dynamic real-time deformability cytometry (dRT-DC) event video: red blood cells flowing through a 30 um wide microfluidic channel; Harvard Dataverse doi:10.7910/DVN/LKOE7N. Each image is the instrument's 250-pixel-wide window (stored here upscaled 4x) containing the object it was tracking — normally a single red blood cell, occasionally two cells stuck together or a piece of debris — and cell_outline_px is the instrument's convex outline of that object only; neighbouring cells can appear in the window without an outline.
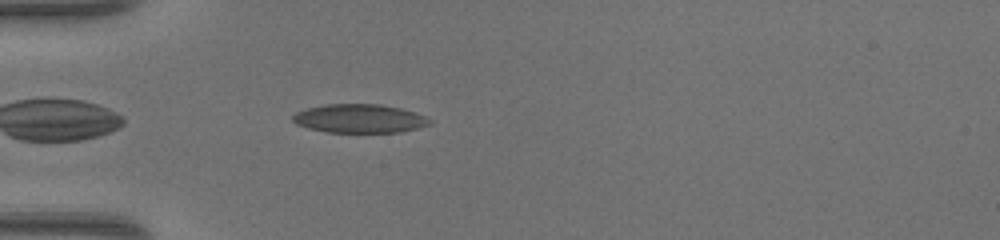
{"species": "common noctule bat (a hibernating species)", "species_latin": "Nyctalus noctula", "temperature_condition": "warm", "stored_images_in_passage": 28, "camera_frame_rate_fps": 3000, "um_per_image_px": 0.085, "animal": {"sex": "female", "body_mass_g": 17.0, "forearm_length_mm": 48.0}, "frame": {"image": 1, "passage_image": 1, "time_ms": 0.0, "image_size_px": [1000, 240], "cell_outline_px": [[432, 124], [400, 132], [324, 132], [308, 128], [296, 124], [292, 120], [292, 116], [296, 112], [308, 108], [324, 104], [380, 104], [400, 108], [424, 116], [432, 120]], "centroid_in_image_um": [30.53, 10.08], "position_along_channel_um": 54.5, "area_um2": 22.83}}
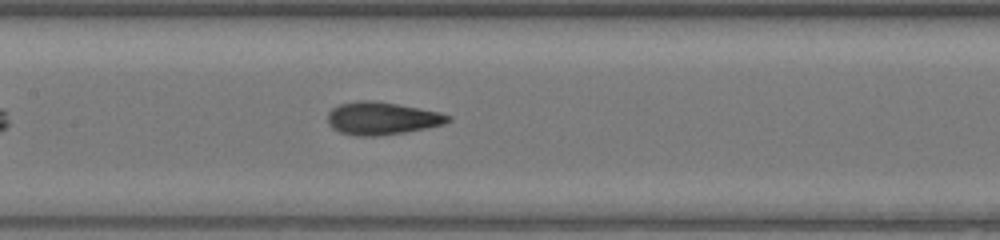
{"frame": {"image": 2, "passage_image": 10, "time_ms": 3.0, "image_size_px": [1000, 240], "cell_outline_px": [[452, 120], [444, 124], [404, 132], [376, 136], [356, 136], [340, 132], [332, 128], [328, 124], [328, 112], [332, 108], [340, 104], [356, 100], [372, 100], [396, 104], [440, 112], [452, 116]], "centroid_in_image_um": [32.44, 10.05], "position_along_channel_um": 175.0, "area_um2": 22.89}}
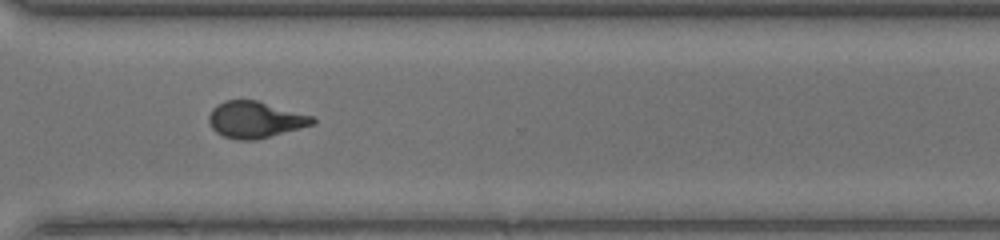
{"frame": {"image": 3, "passage_image": 22, "time_ms": 7.0, "image_size_px": [1000, 240], "cell_outline_px": [[316, 124], [256, 140], [236, 140], [224, 136], [216, 132], [212, 128], [208, 120], [208, 116], [212, 108], [216, 104], [224, 100], [256, 100], [312, 116], [316, 120]], "centroid_in_image_um": [21.67, 10.17], "position_along_channel_um": 348.9, "area_um2": 22.08}, "authors_computed_cell_mechanics": {"area_um2": 22.1952, "velocity_mm_per_s": 4.3589, "shape_relaxation_time_tau1_ms": 4.2703, "shape_relaxation_time_tau2_ms": 1.1483, "deformation_change_tau1": 0.1877, "deformation_change_tau2": 0.0701}}